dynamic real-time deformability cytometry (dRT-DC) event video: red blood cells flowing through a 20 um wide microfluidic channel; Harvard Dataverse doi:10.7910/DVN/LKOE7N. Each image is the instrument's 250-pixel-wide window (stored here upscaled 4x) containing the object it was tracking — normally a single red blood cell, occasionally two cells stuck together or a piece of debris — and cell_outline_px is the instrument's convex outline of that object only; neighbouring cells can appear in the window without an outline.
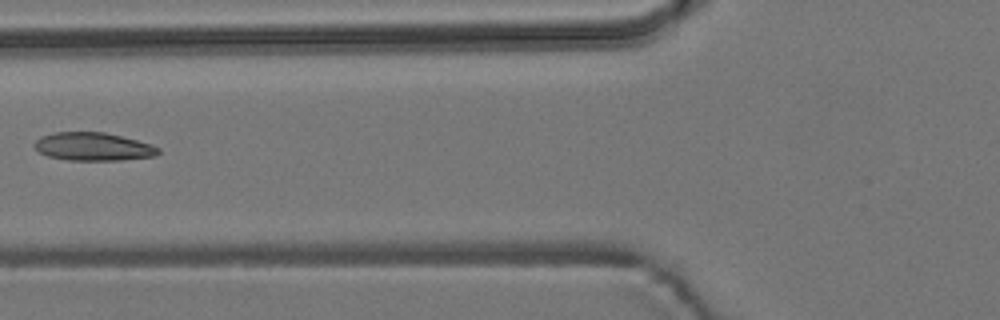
{"species": "common noctule bat (a hibernating species)", "species_latin": "Nyctalus noctula", "temperature_condition": "room temperature", "stored_images_in_passage": 7, "camera_frame_rate_fps": 3000, "um_per_image_px": 0.085, "animal": {"sex": "male", "body_mass_g": 19.2, "forearm_length_mm": 51.8}, "frame": {"image": 1, "passage_image": 6, "time_ms": 6.667, "image_size_px": [1000, 320], "cell_outline_px": [[160, 152], [156, 156], [120, 160], [68, 160], [48, 156], [40, 152], [32, 144], [40, 136], [56, 132], [104, 132], [152, 144], [160, 148]], "centroid_in_image_um": [7.93, 12.46], "position_along_channel_um": 117.9, "area_um2": 20.29}}
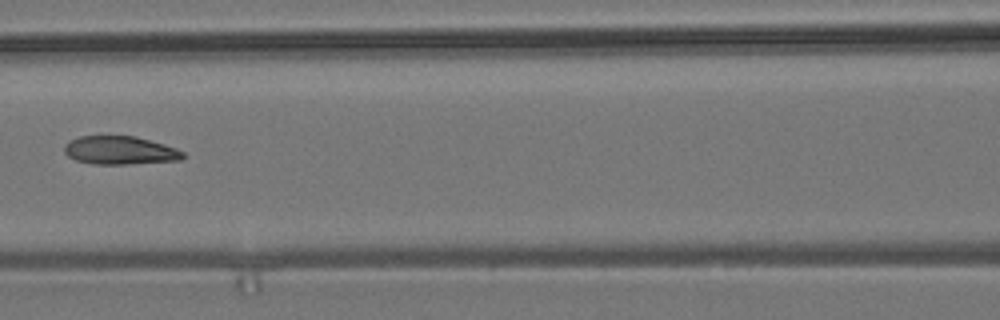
{"frame": {"image": 2, "passage_image": 7, "time_ms": 7.667, "image_size_px": [1000, 320], "cell_outline_px": [[184, 156], [180, 160], [128, 164], [92, 164], [76, 160], [68, 156], [64, 152], [64, 144], [68, 140], [80, 136], [136, 136], [164, 144], [176, 148], [184, 152]], "centroid_in_image_um": [10.17, 12.78], "position_along_channel_um": 156.4, "area_um2": 19.65}}